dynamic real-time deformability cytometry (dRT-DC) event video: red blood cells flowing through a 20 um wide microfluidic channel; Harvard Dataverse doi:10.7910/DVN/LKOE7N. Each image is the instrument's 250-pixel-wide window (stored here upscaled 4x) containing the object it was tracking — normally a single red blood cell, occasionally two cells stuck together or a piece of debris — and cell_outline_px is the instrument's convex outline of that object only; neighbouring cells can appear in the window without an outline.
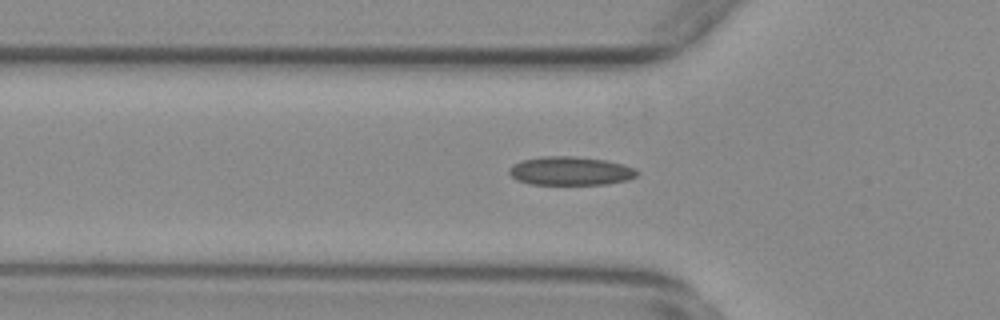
{"species": "common noctule bat (a hibernating species)", "species_latin": "Nyctalus noctula", "temperature_condition": "warm", "stored_images_in_passage": 43, "camera_frame_rate_fps": 3000, "um_per_image_px": 0.085, "animal": {"sex": "female", "body_mass_g": 29.2, "forearm_length_mm": 56.3}, "frame": {"image": 1, "passage_image": 9, "time_ms": 2.667, "image_size_px": [1000, 320], "cell_outline_px": [[640, 172], [636, 176], [628, 180], [604, 184], [528, 184], [516, 180], [508, 172], [508, 168], [512, 164], [524, 160], [540, 156], [572, 156], [604, 160], [636, 168]], "centroid_in_image_um": [48.46, 14.53], "position_along_channel_um": 77.3, "area_um2": 21.33}}
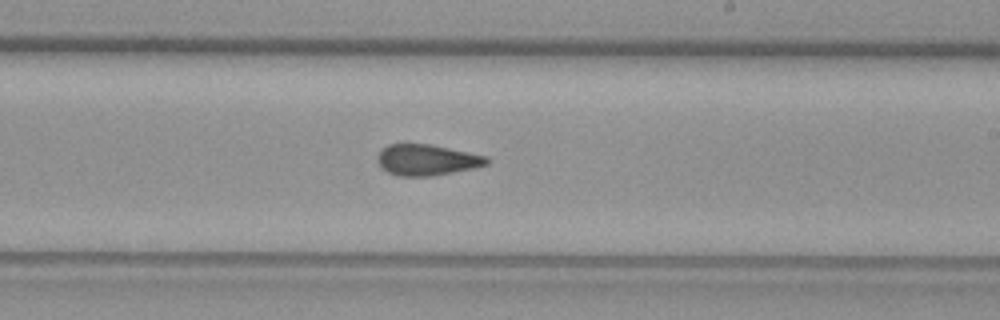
{"frame": {"image": 2, "passage_image": 23, "time_ms": 7.333, "image_size_px": [1000, 320], "cell_outline_px": [[488, 164], [476, 168], [432, 176], [396, 176], [380, 168], [376, 160], [376, 156], [388, 144], [404, 140], [432, 144], [488, 156]], "centroid_in_image_um": [36.23, 13.55], "position_along_channel_um": 252.8, "area_um2": 20.63}}
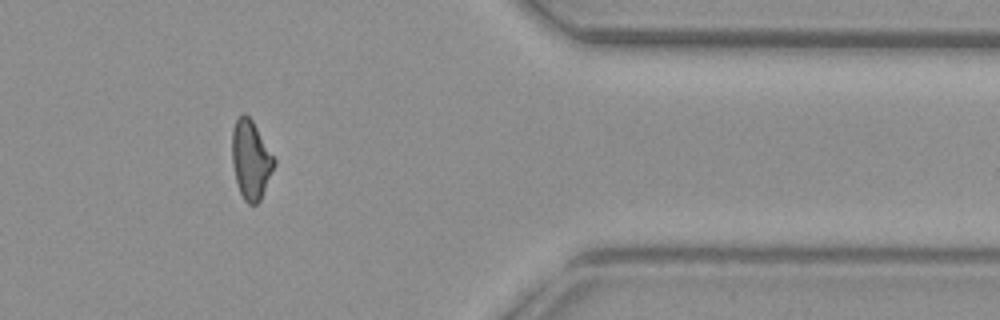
{"frame": {"image": 3, "passage_image": 36, "time_ms": 11.667, "image_size_px": [1000, 320], "cell_outline_px": [[276, 164], [260, 200], [256, 204], [248, 204], [244, 200], [240, 192], [236, 180], [232, 164], [232, 132], [236, 120], [244, 112], [252, 120], [276, 160]], "centroid_in_image_um": [21.32, 13.59], "position_along_channel_um": 390.1, "area_um2": 19.19}}